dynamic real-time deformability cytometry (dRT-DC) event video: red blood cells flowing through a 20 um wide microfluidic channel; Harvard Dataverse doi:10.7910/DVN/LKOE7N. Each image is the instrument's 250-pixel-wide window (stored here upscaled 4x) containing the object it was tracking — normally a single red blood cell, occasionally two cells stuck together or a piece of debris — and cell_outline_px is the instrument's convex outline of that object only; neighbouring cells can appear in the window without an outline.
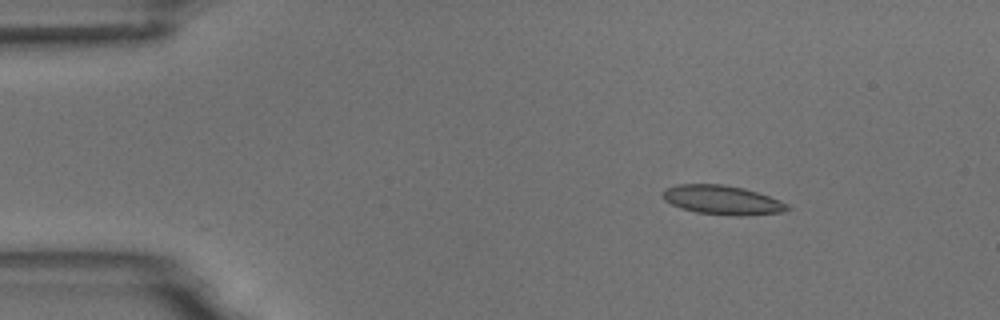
{"species": "common noctule bat (a hibernating species)", "species_latin": "Nyctalus noctula", "temperature_condition": "room temperature", "stored_images_in_passage": 4, "camera_frame_rate_fps": 3000, "um_per_image_px": 0.085, "animal": {"sex": "male", "body_mass_g": 18.8}, "frame": {"image": 1, "passage_image": 2, "time_ms": 2.0, "image_size_px": [1000, 320], "cell_outline_px": [[792, 208], [784, 212], [740, 216], [732, 216], [696, 212], [680, 208], [664, 200], [660, 196], [660, 192], [664, 188], [676, 184], [724, 184], [744, 188], [780, 200], [788, 204]], "centroid_in_image_um": [61.36, 17.0], "position_along_channel_um": 23.6, "area_um2": 21.5}}